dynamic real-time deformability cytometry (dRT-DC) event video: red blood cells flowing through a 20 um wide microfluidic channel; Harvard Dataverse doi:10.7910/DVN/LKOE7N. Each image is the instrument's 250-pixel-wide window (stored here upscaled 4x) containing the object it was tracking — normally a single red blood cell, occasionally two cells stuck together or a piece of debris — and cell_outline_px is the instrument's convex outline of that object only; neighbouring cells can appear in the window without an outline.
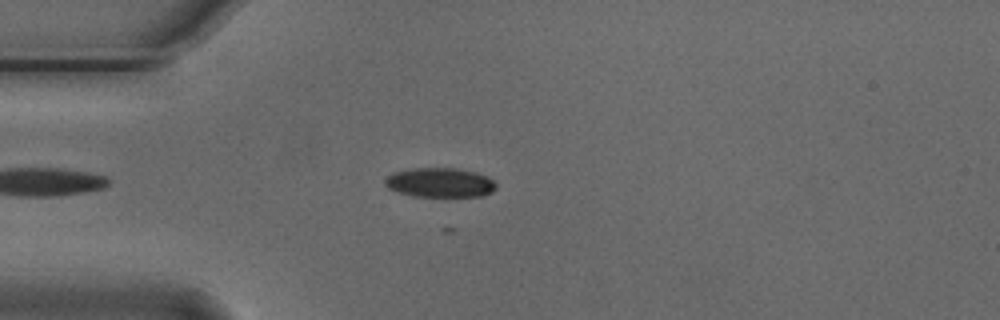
{"species": "Egyptian fruit bat (a non-hibernating species)", "species_latin": "Rousettus aegyptiacus", "temperature_condition": "cold", "stored_images_in_passage": 32, "camera_frame_rate_fps": 3000, "um_per_image_px": 0.085, "animal": {"sex": "male"}, "frame": {"image": 1, "passage_image": 7, "time_ms": 2.0, "image_size_px": [1000, 320], "cell_outline_px": [[496, 188], [492, 192], [480, 196], [444, 200], [412, 196], [388, 188], [384, 184], [384, 180], [392, 172], [412, 168], [456, 168], [476, 172], [488, 176], [496, 184]], "centroid_in_image_um": [37.41, 15.57], "position_along_channel_um": 47.6, "area_um2": 20.06}}
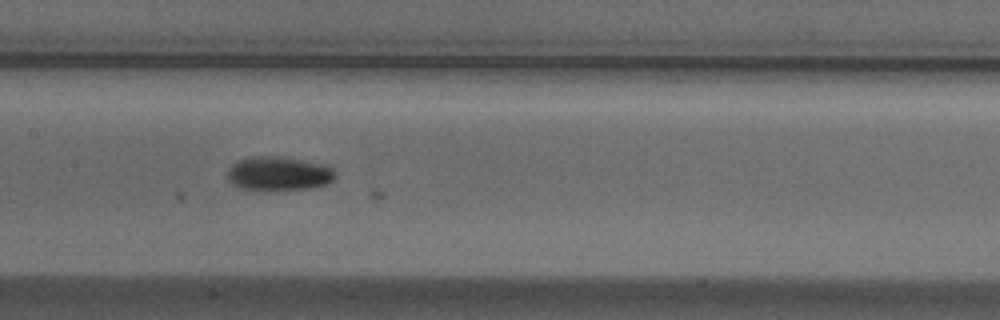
{"frame": {"image": 2, "passage_image": 19, "time_ms": 6.0, "image_size_px": [1000, 320], "cell_outline_px": [[336, 176], [332, 180], [324, 184], [308, 188], [240, 188], [232, 184], [228, 180], [228, 168], [236, 160], [248, 156], [280, 156], [328, 164], [336, 172]], "centroid_in_image_um": [23.68, 14.69], "position_along_channel_um": 183.7, "area_um2": 21.1}}
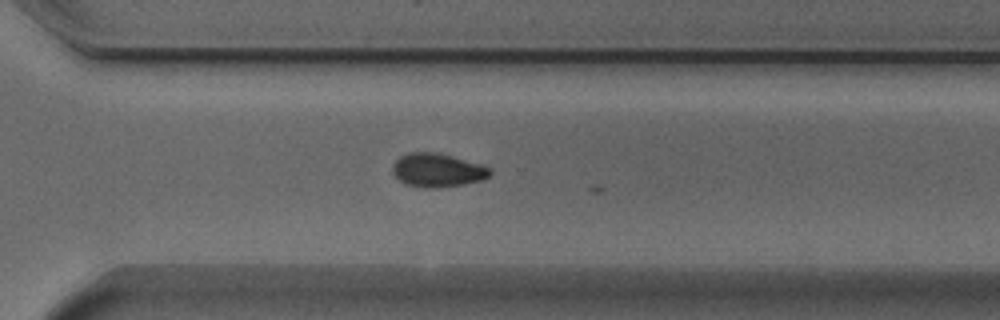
{"frame": {"image": 3, "passage_image": 31, "time_ms": 10.0, "image_size_px": [1000, 320], "cell_outline_px": [[492, 172], [484, 180], [464, 184], [436, 188], [424, 188], [404, 184], [392, 172], [392, 164], [400, 156], [408, 152], [436, 152], [484, 164], [492, 168]], "centroid_in_image_um": [37.21, 14.46], "position_along_channel_um": 333.4, "area_um2": 19.42}}